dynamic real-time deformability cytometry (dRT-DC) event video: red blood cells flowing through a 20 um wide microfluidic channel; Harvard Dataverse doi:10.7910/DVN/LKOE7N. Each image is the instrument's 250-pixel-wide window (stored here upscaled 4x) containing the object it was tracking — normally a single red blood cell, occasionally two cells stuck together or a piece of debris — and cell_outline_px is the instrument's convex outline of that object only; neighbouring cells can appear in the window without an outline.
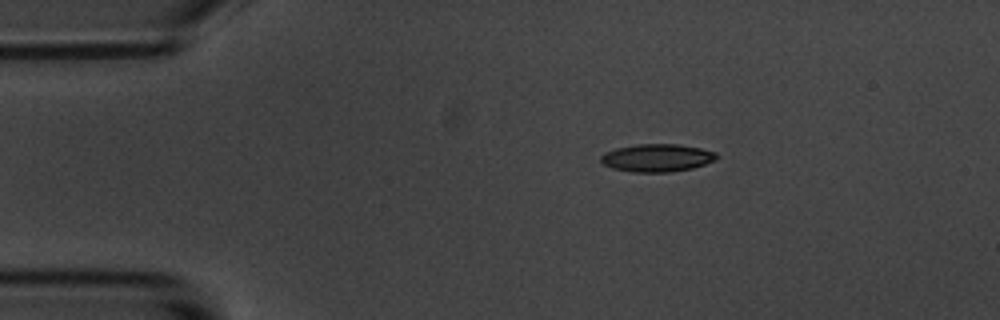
{"species": "common noctule bat (a hibernating species)", "species_latin": "Nyctalus noctula", "temperature_condition": "room temperature", "stored_images_in_passage": 3, "camera_frame_rate_fps": 3000, "um_per_image_px": 0.085, "animal": {"sex": "male", "body_mass_g": 20.1, "forearm_length_mm": 53.5}, "frame": {"image": 1, "passage_image": 1, "time_ms": 0.0, "image_size_px": [1000, 320], "cell_outline_px": [[716, 160], [692, 168], [668, 172], [632, 172], [612, 168], [604, 164], [600, 160], [600, 156], [604, 152], [616, 148], [636, 144], [676, 144], [700, 148], [716, 152]], "centroid_in_image_um": [55.81, 13.41], "position_along_channel_um": 29.2, "area_um2": 18.67}}